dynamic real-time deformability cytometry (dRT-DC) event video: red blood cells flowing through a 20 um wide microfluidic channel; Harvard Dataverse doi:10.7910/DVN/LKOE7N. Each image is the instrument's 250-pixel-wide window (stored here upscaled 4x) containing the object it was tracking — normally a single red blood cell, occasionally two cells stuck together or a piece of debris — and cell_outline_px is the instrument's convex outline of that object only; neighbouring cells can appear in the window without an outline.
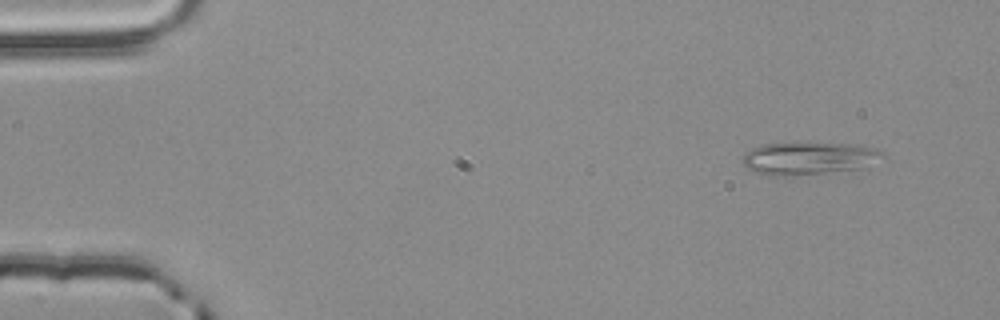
{"species": "common noctule bat (a hibernating species)", "species_latin": "Nyctalus noctula", "temperature_condition": "room temperature", "stored_images_in_passage": 3, "camera_frame_rate_fps": 3000, "um_per_image_px": 0.085, "animal": {"sex": "male", "body_mass_g": 20.4}, "frame": {"image": 1, "passage_image": 1, "time_ms": 0.0, "image_size_px": [1000, 320], "cell_outline_px": [[884, 156], [864, 168], [784, 176], [768, 176], [756, 172], [748, 168], [744, 164], [744, 152], [752, 148], [764, 144], [852, 144], [872, 148], [884, 152]], "centroid_in_image_um": [68.72, 13.47], "position_along_channel_um": 16.3, "area_um2": 25.89}}
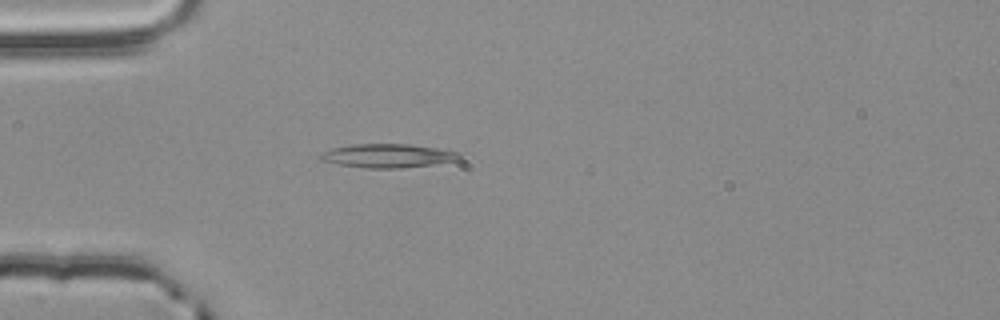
{"frame": {"image": 2, "passage_image": 3, "time_ms": 0.667, "image_size_px": [1000, 320], "cell_outline_px": [[468, 156], [464, 160], [400, 168], [364, 168], [340, 164], [320, 160], [316, 156], [320, 152], [332, 148], [356, 144], [412, 144], [464, 152]], "centroid_in_image_um": [33.09, 13.23], "position_along_channel_um": 51.9, "area_um2": 19.77}}